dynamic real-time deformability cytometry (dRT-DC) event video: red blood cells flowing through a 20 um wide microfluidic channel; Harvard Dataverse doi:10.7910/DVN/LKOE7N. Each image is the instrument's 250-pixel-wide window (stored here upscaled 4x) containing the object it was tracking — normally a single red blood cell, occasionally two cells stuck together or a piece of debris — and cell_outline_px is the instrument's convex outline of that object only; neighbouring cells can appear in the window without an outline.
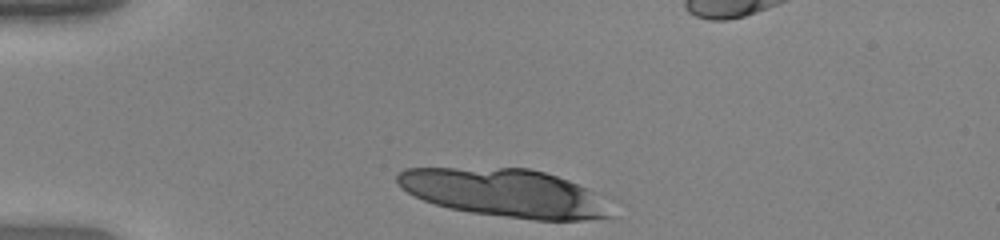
{"species": "human", "species_latin": "Homo sapiens", "temperature_condition": "warm", "stored_images_in_passage": 28, "camera_frame_rate_fps": 3000, "um_per_image_px": 0.085, "donor": {"sex": "female"}, "frame": {"image": 1, "passage_image": 1, "time_ms": 0.0, "image_size_px": [1000, 240], "cell_outline_px": [[612, 216], [584, 220], [532, 220], [472, 212], [448, 208], [424, 200], [408, 192], [396, 180], [396, 176], [404, 168], [528, 168], [544, 172], [568, 180], [588, 188], [596, 192]], "centroid_in_image_um": [42.89, 16.39], "position_along_channel_um": 42.1, "area_um2": 59.19}}